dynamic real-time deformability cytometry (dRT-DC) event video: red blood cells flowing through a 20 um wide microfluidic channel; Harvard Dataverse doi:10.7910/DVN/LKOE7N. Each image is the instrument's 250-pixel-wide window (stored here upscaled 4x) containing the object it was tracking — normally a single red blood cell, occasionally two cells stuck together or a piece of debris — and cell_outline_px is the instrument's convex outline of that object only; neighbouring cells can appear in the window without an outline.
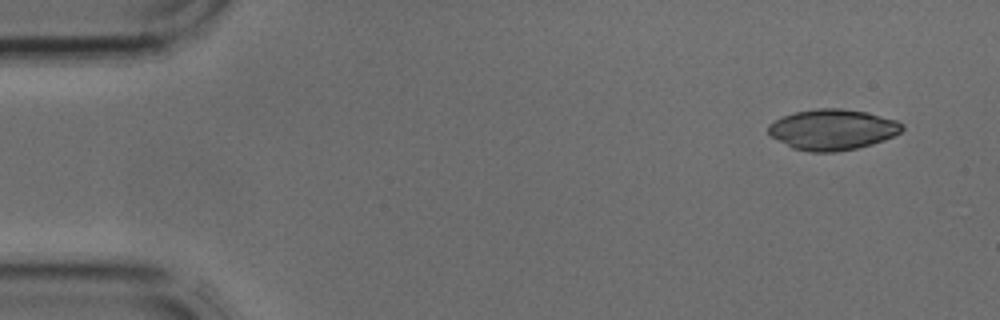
{"species": "common noctule bat (a hibernating species)", "species_latin": "Nyctalus noctula", "temperature_condition": "cold", "stored_images_in_passage": 3, "camera_frame_rate_fps": 3000, "um_per_image_px": 0.085, "animal": {"sex": "male", "body_mass_g": 17.9, "forearm_length_mm": 54.2}, "frame": {"image": 1, "passage_image": 1, "time_ms": 0.0, "image_size_px": [1000, 320], "cell_outline_px": [[904, 128], [900, 132], [884, 140], [872, 144], [856, 148], [836, 152], [808, 152], [792, 148], [772, 136], [768, 132], [768, 124], [784, 116], [796, 112], [820, 108], [840, 108], [868, 112], [896, 120], [904, 124]], "centroid_in_image_um": [70.78, 11.01], "position_along_channel_um": 14.2, "area_um2": 31.62}}
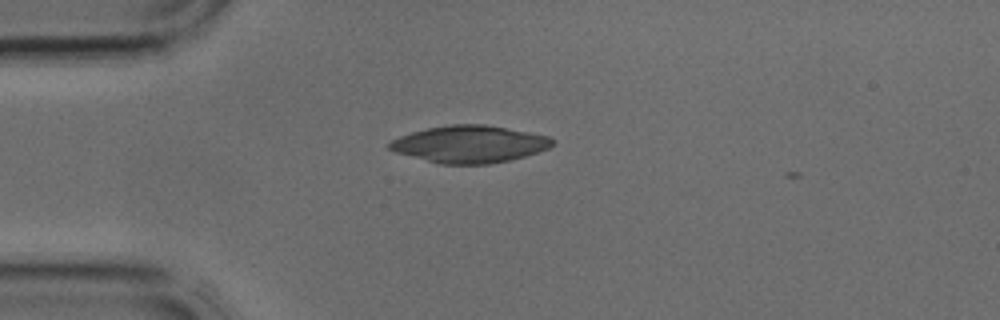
{"frame": {"image": 2, "passage_image": 3, "time_ms": 0.667, "image_size_px": [1000, 320], "cell_outline_px": [[556, 144], [548, 148], [524, 156], [508, 160], [488, 164], [440, 164], [396, 152], [388, 148], [388, 144], [392, 140], [400, 136], [412, 132], [428, 128], [452, 124], [484, 124], [528, 132], [548, 136], [556, 140]], "centroid_in_image_um": [39.93, 12.25], "position_along_channel_um": 45.1, "area_um2": 34.97}}